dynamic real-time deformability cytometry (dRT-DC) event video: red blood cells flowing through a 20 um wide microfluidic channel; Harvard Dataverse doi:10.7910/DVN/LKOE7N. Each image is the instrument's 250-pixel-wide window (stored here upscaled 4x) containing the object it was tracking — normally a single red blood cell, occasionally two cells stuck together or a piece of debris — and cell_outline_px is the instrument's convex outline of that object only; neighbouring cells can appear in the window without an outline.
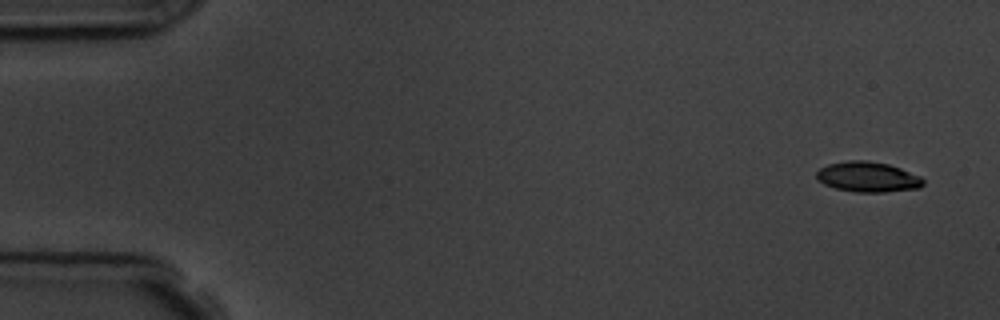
{"species": "common noctule bat (a hibernating species)", "species_latin": "Nyctalus noctula", "temperature_condition": "room temperature", "stored_images_in_passage": 6, "camera_frame_rate_fps": 3000, "um_per_image_px": 0.085, "animal": {"sex": "male", "body_mass_g": 19.5, "forearm_length_mm": 54.6}, "frame": {"image": 1, "passage_image": 1, "time_ms": 0.0, "image_size_px": [1000, 320], "cell_outline_px": [[924, 184], [920, 188], [884, 192], [856, 192], [836, 188], [824, 184], [816, 180], [816, 172], [820, 168], [828, 164], [848, 160], [868, 160], [888, 164], [900, 168], [920, 176], [924, 180]], "centroid_in_image_um": [73.75, 15.03], "position_along_channel_um": 11.2, "area_um2": 18.9}}
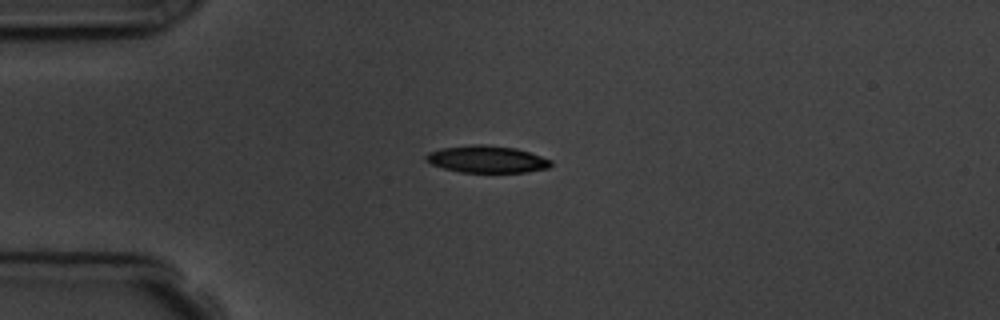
{"frame": {"image": 2, "passage_image": 4, "time_ms": 3.667, "image_size_px": [1000, 320], "cell_outline_px": [[552, 164], [548, 168], [528, 172], [460, 172], [444, 168], [432, 164], [424, 160], [424, 156], [428, 152], [444, 148], [476, 144], [484, 144], [516, 148], [552, 160]], "centroid_in_image_um": [41.38, 13.54], "position_along_channel_um": 43.6, "area_um2": 19.59}}